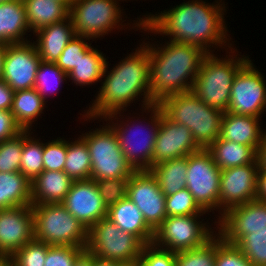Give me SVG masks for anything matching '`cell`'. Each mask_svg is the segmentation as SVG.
<instances>
[{
    "mask_svg": "<svg viewBox=\"0 0 266 266\" xmlns=\"http://www.w3.org/2000/svg\"><path fill=\"white\" fill-rule=\"evenodd\" d=\"M225 9V2L222 3V0H216L215 3L202 0L182 2L161 13L154 15L150 12L145 18L137 17L138 20L132 23L131 29L168 36L169 41L198 46L207 53H214L211 48L215 46L221 49L226 47L230 51L228 48L234 46L227 38L230 34L224 21Z\"/></svg>",
    "mask_w": 266,
    "mask_h": 266,
    "instance_id": "cell-1",
    "label": "cell"
},
{
    "mask_svg": "<svg viewBox=\"0 0 266 266\" xmlns=\"http://www.w3.org/2000/svg\"><path fill=\"white\" fill-rule=\"evenodd\" d=\"M140 46V47H139ZM113 69L108 71L107 62L104 69V78L97 97L92 100L89 109L83 114L86 121L105 118L113 113L125 111L130 104L135 103L143 96L142 108L156 104L150 94V59L148 47L143 43ZM107 74V75H106ZM132 102V103H131Z\"/></svg>",
    "mask_w": 266,
    "mask_h": 266,
    "instance_id": "cell-2",
    "label": "cell"
},
{
    "mask_svg": "<svg viewBox=\"0 0 266 266\" xmlns=\"http://www.w3.org/2000/svg\"><path fill=\"white\" fill-rule=\"evenodd\" d=\"M148 47L150 59V94L158 104L162 99L180 93L190 92L194 80L208 54L198 46L188 43L167 41L154 45L143 40ZM154 45V46H153Z\"/></svg>",
    "mask_w": 266,
    "mask_h": 266,
    "instance_id": "cell-3",
    "label": "cell"
},
{
    "mask_svg": "<svg viewBox=\"0 0 266 266\" xmlns=\"http://www.w3.org/2000/svg\"><path fill=\"white\" fill-rule=\"evenodd\" d=\"M158 105L169 120L190 129L201 149H207L220 137L224 112L209 107L191 91L168 96Z\"/></svg>",
    "mask_w": 266,
    "mask_h": 266,
    "instance_id": "cell-4",
    "label": "cell"
},
{
    "mask_svg": "<svg viewBox=\"0 0 266 266\" xmlns=\"http://www.w3.org/2000/svg\"><path fill=\"white\" fill-rule=\"evenodd\" d=\"M143 111H145V113L147 111V115L151 111L150 118L148 120L146 119V117L145 119H143V124L148 123L145 126L142 124L141 121H139V119V123L137 122V119L130 120V116L129 118H126L127 120L129 119L128 121L125 120L126 122L124 120H118L120 119L118 117L123 116L120 115L123 114V112L121 113V111L103 118L105 121H110L108 124L113 128L114 132L116 133L119 142V147L122 150L124 156L126 157L127 162L132 166L135 171L150 170L152 167L154 145L159 130L161 118V108L158 104L148 106L142 109V112ZM114 120H116L117 123L113 122ZM145 120H147L148 122H145ZM135 121L137 124L135 123ZM144 129L147 131H145Z\"/></svg>",
    "mask_w": 266,
    "mask_h": 266,
    "instance_id": "cell-5",
    "label": "cell"
},
{
    "mask_svg": "<svg viewBox=\"0 0 266 266\" xmlns=\"http://www.w3.org/2000/svg\"><path fill=\"white\" fill-rule=\"evenodd\" d=\"M232 49L230 48L231 51L226 52L229 55H226L224 59L223 57L218 58L214 53H208L202 61L191 90L198 99L209 107L222 112H227L234 76L250 59L244 55L237 57V49L233 47Z\"/></svg>",
    "mask_w": 266,
    "mask_h": 266,
    "instance_id": "cell-6",
    "label": "cell"
},
{
    "mask_svg": "<svg viewBox=\"0 0 266 266\" xmlns=\"http://www.w3.org/2000/svg\"><path fill=\"white\" fill-rule=\"evenodd\" d=\"M34 239L48 245L86 249L88 229L62 203L32 204Z\"/></svg>",
    "mask_w": 266,
    "mask_h": 266,
    "instance_id": "cell-7",
    "label": "cell"
},
{
    "mask_svg": "<svg viewBox=\"0 0 266 266\" xmlns=\"http://www.w3.org/2000/svg\"><path fill=\"white\" fill-rule=\"evenodd\" d=\"M106 125L82 133L91 158L90 179L130 178L135 170L127 162L113 128ZM93 130V131H92Z\"/></svg>",
    "mask_w": 266,
    "mask_h": 266,
    "instance_id": "cell-8",
    "label": "cell"
},
{
    "mask_svg": "<svg viewBox=\"0 0 266 266\" xmlns=\"http://www.w3.org/2000/svg\"><path fill=\"white\" fill-rule=\"evenodd\" d=\"M143 246L136 236L121 230L107 217L88 230L86 250L101 259L135 264L140 259Z\"/></svg>",
    "mask_w": 266,
    "mask_h": 266,
    "instance_id": "cell-9",
    "label": "cell"
},
{
    "mask_svg": "<svg viewBox=\"0 0 266 266\" xmlns=\"http://www.w3.org/2000/svg\"><path fill=\"white\" fill-rule=\"evenodd\" d=\"M118 1L120 0H73L69 16L75 35L88 37L94 41L115 29L123 30L129 25L131 28L130 23L122 24L126 20H122L121 14L124 12L121 11L124 9L119 7Z\"/></svg>",
    "mask_w": 266,
    "mask_h": 266,
    "instance_id": "cell-10",
    "label": "cell"
},
{
    "mask_svg": "<svg viewBox=\"0 0 266 266\" xmlns=\"http://www.w3.org/2000/svg\"><path fill=\"white\" fill-rule=\"evenodd\" d=\"M201 216L203 217V214L166 217L155 230L153 244L173 252L203 246L216 234L217 229L215 231L210 228L211 225L207 222L202 223L204 219H201Z\"/></svg>",
    "mask_w": 266,
    "mask_h": 266,
    "instance_id": "cell-11",
    "label": "cell"
},
{
    "mask_svg": "<svg viewBox=\"0 0 266 266\" xmlns=\"http://www.w3.org/2000/svg\"><path fill=\"white\" fill-rule=\"evenodd\" d=\"M220 174L221 169L207 149L187 156L186 188L208 213L219 210Z\"/></svg>",
    "mask_w": 266,
    "mask_h": 266,
    "instance_id": "cell-12",
    "label": "cell"
},
{
    "mask_svg": "<svg viewBox=\"0 0 266 266\" xmlns=\"http://www.w3.org/2000/svg\"><path fill=\"white\" fill-rule=\"evenodd\" d=\"M264 78L249 59L234 76L227 112L261 118L266 112Z\"/></svg>",
    "mask_w": 266,
    "mask_h": 266,
    "instance_id": "cell-13",
    "label": "cell"
},
{
    "mask_svg": "<svg viewBox=\"0 0 266 266\" xmlns=\"http://www.w3.org/2000/svg\"><path fill=\"white\" fill-rule=\"evenodd\" d=\"M127 198L137 206L154 231L167 217L166 196L150 170L135 171L132 174L127 184Z\"/></svg>",
    "mask_w": 266,
    "mask_h": 266,
    "instance_id": "cell-14",
    "label": "cell"
},
{
    "mask_svg": "<svg viewBox=\"0 0 266 266\" xmlns=\"http://www.w3.org/2000/svg\"><path fill=\"white\" fill-rule=\"evenodd\" d=\"M259 163L230 167L221 170L219 190V215L228 209L245 204L257 197Z\"/></svg>",
    "mask_w": 266,
    "mask_h": 266,
    "instance_id": "cell-15",
    "label": "cell"
},
{
    "mask_svg": "<svg viewBox=\"0 0 266 266\" xmlns=\"http://www.w3.org/2000/svg\"><path fill=\"white\" fill-rule=\"evenodd\" d=\"M41 59L32 40L8 44L3 62L2 79L14 91L34 88Z\"/></svg>",
    "mask_w": 266,
    "mask_h": 266,
    "instance_id": "cell-16",
    "label": "cell"
},
{
    "mask_svg": "<svg viewBox=\"0 0 266 266\" xmlns=\"http://www.w3.org/2000/svg\"><path fill=\"white\" fill-rule=\"evenodd\" d=\"M218 234L229 244L235 245L243 236L255 229H266V202L252 200L228 209L218 216ZM220 226V227H219Z\"/></svg>",
    "mask_w": 266,
    "mask_h": 266,
    "instance_id": "cell-17",
    "label": "cell"
},
{
    "mask_svg": "<svg viewBox=\"0 0 266 266\" xmlns=\"http://www.w3.org/2000/svg\"><path fill=\"white\" fill-rule=\"evenodd\" d=\"M61 203L88 230L108 214V208L103 202L95 180L92 179L73 181Z\"/></svg>",
    "mask_w": 266,
    "mask_h": 266,
    "instance_id": "cell-18",
    "label": "cell"
},
{
    "mask_svg": "<svg viewBox=\"0 0 266 266\" xmlns=\"http://www.w3.org/2000/svg\"><path fill=\"white\" fill-rule=\"evenodd\" d=\"M200 149L190 129L183 124L172 122L161 110L160 125L152 157V166L174 158L186 157Z\"/></svg>",
    "mask_w": 266,
    "mask_h": 266,
    "instance_id": "cell-19",
    "label": "cell"
},
{
    "mask_svg": "<svg viewBox=\"0 0 266 266\" xmlns=\"http://www.w3.org/2000/svg\"><path fill=\"white\" fill-rule=\"evenodd\" d=\"M33 239L32 205L0 209V255H13Z\"/></svg>",
    "mask_w": 266,
    "mask_h": 266,
    "instance_id": "cell-20",
    "label": "cell"
},
{
    "mask_svg": "<svg viewBox=\"0 0 266 266\" xmlns=\"http://www.w3.org/2000/svg\"><path fill=\"white\" fill-rule=\"evenodd\" d=\"M33 42L41 61L56 63L67 44L76 36L71 17L35 32Z\"/></svg>",
    "mask_w": 266,
    "mask_h": 266,
    "instance_id": "cell-21",
    "label": "cell"
},
{
    "mask_svg": "<svg viewBox=\"0 0 266 266\" xmlns=\"http://www.w3.org/2000/svg\"><path fill=\"white\" fill-rule=\"evenodd\" d=\"M261 118L250 115H236L224 112L220 138L235 143L252 146L256 151L262 142L265 131L261 128Z\"/></svg>",
    "mask_w": 266,
    "mask_h": 266,
    "instance_id": "cell-22",
    "label": "cell"
},
{
    "mask_svg": "<svg viewBox=\"0 0 266 266\" xmlns=\"http://www.w3.org/2000/svg\"><path fill=\"white\" fill-rule=\"evenodd\" d=\"M107 218L121 230L136 236L144 245L153 243L155 231L146 223L137 206L127 197L108 208Z\"/></svg>",
    "mask_w": 266,
    "mask_h": 266,
    "instance_id": "cell-23",
    "label": "cell"
},
{
    "mask_svg": "<svg viewBox=\"0 0 266 266\" xmlns=\"http://www.w3.org/2000/svg\"><path fill=\"white\" fill-rule=\"evenodd\" d=\"M73 180L64 171L44 170L31 181L32 204L61 203Z\"/></svg>",
    "mask_w": 266,
    "mask_h": 266,
    "instance_id": "cell-24",
    "label": "cell"
},
{
    "mask_svg": "<svg viewBox=\"0 0 266 266\" xmlns=\"http://www.w3.org/2000/svg\"><path fill=\"white\" fill-rule=\"evenodd\" d=\"M29 30V31H28ZM31 32L26 18L23 0L0 4V42L6 44L26 43L25 35Z\"/></svg>",
    "mask_w": 266,
    "mask_h": 266,
    "instance_id": "cell-25",
    "label": "cell"
},
{
    "mask_svg": "<svg viewBox=\"0 0 266 266\" xmlns=\"http://www.w3.org/2000/svg\"><path fill=\"white\" fill-rule=\"evenodd\" d=\"M23 2L29 29L33 34L69 17L70 9L55 0H23Z\"/></svg>",
    "mask_w": 266,
    "mask_h": 266,
    "instance_id": "cell-26",
    "label": "cell"
},
{
    "mask_svg": "<svg viewBox=\"0 0 266 266\" xmlns=\"http://www.w3.org/2000/svg\"><path fill=\"white\" fill-rule=\"evenodd\" d=\"M207 150L221 170L252 164L257 159V151L252 146L235 143L220 137Z\"/></svg>",
    "mask_w": 266,
    "mask_h": 266,
    "instance_id": "cell-27",
    "label": "cell"
},
{
    "mask_svg": "<svg viewBox=\"0 0 266 266\" xmlns=\"http://www.w3.org/2000/svg\"><path fill=\"white\" fill-rule=\"evenodd\" d=\"M45 101L35 88L18 90L14 92L12 107L15 122L22 130H32L35 119L43 113Z\"/></svg>",
    "mask_w": 266,
    "mask_h": 266,
    "instance_id": "cell-28",
    "label": "cell"
},
{
    "mask_svg": "<svg viewBox=\"0 0 266 266\" xmlns=\"http://www.w3.org/2000/svg\"><path fill=\"white\" fill-rule=\"evenodd\" d=\"M32 205L31 182L21 172L0 173V209Z\"/></svg>",
    "mask_w": 266,
    "mask_h": 266,
    "instance_id": "cell-29",
    "label": "cell"
},
{
    "mask_svg": "<svg viewBox=\"0 0 266 266\" xmlns=\"http://www.w3.org/2000/svg\"><path fill=\"white\" fill-rule=\"evenodd\" d=\"M159 188L165 196L186 188L187 156L163 161L151 167Z\"/></svg>",
    "mask_w": 266,
    "mask_h": 266,
    "instance_id": "cell-30",
    "label": "cell"
},
{
    "mask_svg": "<svg viewBox=\"0 0 266 266\" xmlns=\"http://www.w3.org/2000/svg\"><path fill=\"white\" fill-rule=\"evenodd\" d=\"M103 52L91 46L81 57L76 67L67 74L72 83L82 87L102 82L104 69L107 64Z\"/></svg>",
    "mask_w": 266,
    "mask_h": 266,
    "instance_id": "cell-31",
    "label": "cell"
},
{
    "mask_svg": "<svg viewBox=\"0 0 266 266\" xmlns=\"http://www.w3.org/2000/svg\"><path fill=\"white\" fill-rule=\"evenodd\" d=\"M64 172L73 180H89L91 174V158L86 142L78 137L77 140L67 141V155Z\"/></svg>",
    "mask_w": 266,
    "mask_h": 266,
    "instance_id": "cell-32",
    "label": "cell"
},
{
    "mask_svg": "<svg viewBox=\"0 0 266 266\" xmlns=\"http://www.w3.org/2000/svg\"><path fill=\"white\" fill-rule=\"evenodd\" d=\"M31 130H23V148L20 172L31 182L44 171L43 148L40 139L32 137Z\"/></svg>",
    "mask_w": 266,
    "mask_h": 266,
    "instance_id": "cell-33",
    "label": "cell"
},
{
    "mask_svg": "<svg viewBox=\"0 0 266 266\" xmlns=\"http://www.w3.org/2000/svg\"><path fill=\"white\" fill-rule=\"evenodd\" d=\"M66 79L68 80L67 74L62 71L56 63L41 61L37 70L34 88L44 100H47V98H49V96H47L49 95L48 93H50L53 88L56 89H54L55 91H53V94L58 91V87H61V84L67 81ZM51 87H53L52 90Z\"/></svg>",
    "mask_w": 266,
    "mask_h": 266,
    "instance_id": "cell-34",
    "label": "cell"
},
{
    "mask_svg": "<svg viewBox=\"0 0 266 266\" xmlns=\"http://www.w3.org/2000/svg\"><path fill=\"white\" fill-rule=\"evenodd\" d=\"M253 266H266V229H255L235 244Z\"/></svg>",
    "mask_w": 266,
    "mask_h": 266,
    "instance_id": "cell-35",
    "label": "cell"
},
{
    "mask_svg": "<svg viewBox=\"0 0 266 266\" xmlns=\"http://www.w3.org/2000/svg\"><path fill=\"white\" fill-rule=\"evenodd\" d=\"M216 234L203 246L176 252L174 266H215Z\"/></svg>",
    "mask_w": 266,
    "mask_h": 266,
    "instance_id": "cell-36",
    "label": "cell"
},
{
    "mask_svg": "<svg viewBox=\"0 0 266 266\" xmlns=\"http://www.w3.org/2000/svg\"><path fill=\"white\" fill-rule=\"evenodd\" d=\"M166 213L168 216H186L206 214L195 201L187 188L166 196Z\"/></svg>",
    "mask_w": 266,
    "mask_h": 266,
    "instance_id": "cell-37",
    "label": "cell"
},
{
    "mask_svg": "<svg viewBox=\"0 0 266 266\" xmlns=\"http://www.w3.org/2000/svg\"><path fill=\"white\" fill-rule=\"evenodd\" d=\"M23 148V130L16 136L0 142V173L20 172Z\"/></svg>",
    "mask_w": 266,
    "mask_h": 266,
    "instance_id": "cell-38",
    "label": "cell"
},
{
    "mask_svg": "<svg viewBox=\"0 0 266 266\" xmlns=\"http://www.w3.org/2000/svg\"><path fill=\"white\" fill-rule=\"evenodd\" d=\"M47 251L48 244L33 239L12 255L14 266H44Z\"/></svg>",
    "mask_w": 266,
    "mask_h": 266,
    "instance_id": "cell-39",
    "label": "cell"
},
{
    "mask_svg": "<svg viewBox=\"0 0 266 266\" xmlns=\"http://www.w3.org/2000/svg\"><path fill=\"white\" fill-rule=\"evenodd\" d=\"M90 38L76 35L65 47L56 65L66 74L70 73L80 61L81 57L91 47V43H87Z\"/></svg>",
    "mask_w": 266,
    "mask_h": 266,
    "instance_id": "cell-40",
    "label": "cell"
},
{
    "mask_svg": "<svg viewBox=\"0 0 266 266\" xmlns=\"http://www.w3.org/2000/svg\"><path fill=\"white\" fill-rule=\"evenodd\" d=\"M215 266L253 265L236 245L227 243L218 233H216Z\"/></svg>",
    "mask_w": 266,
    "mask_h": 266,
    "instance_id": "cell-41",
    "label": "cell"
},
{
    "mask_svg": "<svg viewBox=\"0 0 266 266\" xmlns=\"http://www.w3.org/2000/svg\"><path fill=\"white\" fill-rule=\"evenodd\" d=\"M67 155V140L57 138L44 143L43 164L44 170L64 171Z\"/></svg>",
    "mask_w": 266,
    "mask_h": 266,
    "instance_id": "cell-42",
    "label": "cell"
},
{
    "mask_svg": "<svg viewBox=\"0 0 266 266\" xmlns=\"http://www.w3.org/2000/svg\"><path fill=\"white\" fill-rule=\"evenodd\" d=\"M128 181L129 178L99 179L95 181L107 208L127 197Z\"/></svg>",
    "mask_w": 266,
    "mask_h": 266,
    "instance_id": "cell-43",
    "label": "cell"
},
{
    "mask_svg": "<svg viewBox=\"0 0 266 266\" xmlns=\"http://www.w3.org/2000/svg\"><path fill=\"white\" fill-rule=\"evenodd\" d=\"M84 250L76 246L48 245L44 266H73Z\"/></svg>",
    "mask_w": 266,
    "mask_h": 266,
    "instance_id": "cell-44",
    "label": "cell"
},
{
    "mask_svg": "<svg viewBox=\"0 0 266 266\" xmlns=\"http://www.w3.org/2000/svg\"><path fill=\"white\" fill-rule=\"evenodd\" d=\"M176 252L156 247L153 243L144 245L138 261L140 266H174Z\"/></svg>",
    "mask_w": 266,
    "mask_h": 266,
    "instance_id": "cell-45",
    "label": "cell"
},
{
    "mask_svg": "<svg viewBox=\"0 0 266 266\" xmlns=\"http://www.w3.org/2000/svg\"><path fill=\"white\" fill-rule=\"evenodd\" d=\"M22 128L15 122L10 110H0V142L16 136Z\"/></svg>",
    "mask_w": 266,
    "mask_h": 266,
    "instance_id": "cell-46",
    "label": "cell"
},
{
    "mask_svg": "<svg viewBox=\"0 0 266 266\" xmlns=\"http://www.w3.org/2000/svg\"><path fill=\"white\" fill-rule=\"evenodd\" d=\"M14 92L3 79H0V110L11 109Z\"/></svg>",
    "mask_w": 266,
    "mask_h": 266,
    "instance_id": "cell-47",
    "label": "cell"
},
{
    "mask_svg": "<svg viewBox=\"0 0 266 266\" xmlns=\"http://www.w3.org/2000/svg\"><path fill=\"white\" fill-rule=\"evenodd\" d=\"M256 199L266 202V170H258Z\"/></svg>",
    "mask_w": 266,
    "mask_h": 266,
    "instance_id": "cell-48",
    "label": "cell"
},
{
    "mask_svg": "<svg viewBox=\"0 0 266 266\" xmlns=\"http://www.w3.org/2000/svg\"><path fill=\"white\" fill-rule=\"evenodd\" d=\"M257 160L259 163V170H266V129L257 151Z\"/></svg>",
    "mask_w": 266,
    "mask_h": 266,
    "instance_id": "cell-49",
    "label": "cell"
},
{
    "mask_svg": "<svg viewBox=\"0 0 266 266\" xmlns=\"http://www.w3.org/2000/svg\"><path fill=\"white\" fill-rule=\"evenodd\" d=\"M93 265V254L88 252L86 249L76 258L73 266H92Z\"/></svg>",
    "mask_w": 266,
    "mask_h": 266,
    "instance_id": "cell-50",
    "label": "cell"
},
{
    "mask_svg": "<svg viewBox=\"0 0 266 266\" xmlns=\"http://www.w3.org/2000/svg\"><path fill=\"white\" fill-rule=\"evenodd\" d=\"M123 264L119 261L114 260H105L93 256V265L92 266H122Z\"/></svg>",
    "mask_w": 266,
    "mask_h": 266,
    "instance_id": "cell-51",
    "label": "cell"
},
{
    "mask_svg": "<svg viewBox=\"0 0 266 266\" xmlns=\"http://www.w3.org/2000/svg\"><path fill=\"white\" fill-rule=\"evenodd\" d=\"M6 43L0 42V79H2V73H3V62H4V56L6 53V48H7Z\"/></svg>",
    "mask_w": 266,
    "mask_h": 266,
    "instance_id": "cell-52",
    "label": "cell"
},
{
    "mask_svg": "<svg viewBox=\"0 0 266 266\" xmlns=\"http://www.w3.org/2000/svg\"><path fill=\"white\" fill-rule=\"evenodd\" d=\"M0 266H14L12 255H0Z\"/></svg>",
    "mask_w": 266,
    "mask_h": 266,
    "instance_id": "cell-53",
    "label": "cell"
},
{
    "mask_svg": "<svg viewBox=\"0 0 266 266\" xmlns=\"http://www.w3.org/2000/svg\"><path fill=\"white\" fill-rule=\"evenodd\" d=\"M55 1H58V2H60L62 4H65L69 9H70L71 4L73 2V0H55Z\"/></svg>",
    "mask_w": 266,
    "mask_h": 266,
    "instance_id": "cell-54",
    "label": "cell"
},
{
    "mask_svg": "<svg viewBox=\"0 0 266 266\" xmlns=\"http://www.w3.org/2000/svg\"><path fill=\"white\" fill-rule=\"evenodd\" d=\"M122 266H140L139 263H135V264H123Z\"/></svg>",
    "mask_w": 266,
    "mask_h": 266,
    "instance_id": "cell-55",
    "label": "cell"
},
{
    "mask_svg": "<svg viewBox=\"0 0 266 266\" xmlns=\"http://www.w3.org/2000/svg\"><path fill=\"white\" fill-rule=\"evenodd\" d=\"M10 1H14V0H0V4L4 2H10Z\"/></svg>",
    "mask_w": 266,
    "mask_h": 266,
    "instance_id": "cell-56",
    "label": "cell"
}]
</instances>
